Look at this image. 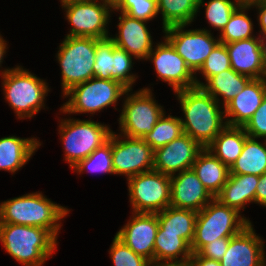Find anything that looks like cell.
<instances>
[{"instance_id":"6da1fadb","label":"cell","mask_w":266,"mask_h":266,"mask_svg":"<svg viewBox=\"0 0 266 266\" xmlns=\"http://www.w3.org/2000/svg\"><path fill=\"white\" fill-rule=\"evenodd\" d=\"M175 94L184 113V119L180 118L184 134L206 148L227 126L221 104L199 86Z\"/></svg>"},{"instance_id":"7a4b0ae2","label":"cell","mask_w":266,"mask_h":266,"mask_svg":"<svg viewBox=\"0 0 266 266\" xmlns=\"http://www.w3.org/2000/svg\"><path fill=\"white\" fill-rule=\"evenodd\" d=\"M70 210L46 198L41 192H32L0 203V223L36 226L49 230L56 238L61 219Z\"/></svg>"},{"instance_id":"3957f363","label":"cell","mask_w":266,"mask_h":266,"mask_svg":"<svg viewBox=\"0 0 266 266\" xmlns=\"http://www.w3.org/2000/svg\"><path fill=\"white\" fill-rule=\"evenodd\" d=\"M57 239L41 227L0 223L3 248L24 266H42L55 252Z\"/></svg>"},{"instance_id":"277c9868","label":"cell","mask_w":266,"mask_h":266,"mask_svg":"<svg viewBox=\"0 0 266 266\" xmlns=\"http://www.w3.org/2000/svg\"><path fill=\"white\" fill-rule=\"evenodd\" d=\"M1 73L6 101L19 119L32 118L45 107L44 100L50 91L46 80L16 66Z\"/></svg>"},{"instance_id":"5b68a950","label":"cell","mask_w":266,"mask_h":266,"mask_svg":"<svg viewBox=\"0 0 266 266\" xmlns=\"http://www.w3.org/2000/svg\"><path fill=\"white\" fill-rule=\"evenodd\" d=\"M250 223L251 221L238 210L213 198L197 213L191 251L198 253L205 245L216 239L235 236Z\"/></svg>"},{"instance_id":"8992f818","label":"cell","mask_w":266,"mask_h":266,"mask_svg":"<svg viewBox=\"0 0 266 266\" xmlns=\"http://www.w3.org/2000/svg\"><path fill=\"white\" fill-rule=\"evenodd\" d=\"M126 88L119 81L109 79H91L71 87L63 94L69 97L68 101L61 106L60 111L64 114L100 112L108 106L116 105L119 98L126 95Z\"/></svg>"},{"instance_id":"52a82bcc","label":"cell","mask_w":266,"mask_h":266,"mask_svg":"<svg viewBox=\"0 0 266 266\" xmlns=\"http://www.w3.org/2000/svg\"><path fill=\"white\" fill-rule=\"evenodd\" d=\"M112 132L110 126L90 119H61L59 134L64 146V160L72 168L106 143Z\"/></svg>"},{"instance_id":"ba28073f","label":"cell","mask_w":266,"mask_h":266,"mask_svg":"<svg viewBox=\"0 0 266 266\" xmlns=\"http://www.w3.org/2000/svg\"><path fill=\"white\" fill-rule=\"evenodd\" d=\"M100 39L65 36L56 59L61 67L62 94L94 77L96 43Z\"/></svg>"},{"instance_id":"9c48e42d","label":"cell","mask_w":266,"mask_h":266,"mask_svg":"<svg viewBox=\"0 0 266 266\" xmlns=\"http://www.w3.org/2000/svg\"><path fill=\"white\" fill-rule=\"evenodd\" d=\"M132 89L126 91L127 97L123 99L120 118V133L129 138H140L150 133L158 119L165 113L163 106L159 105L152 90L142 88L133 94Z\"/></svg>"},{"instance_id":"30bf717a","label":"cell","mask_w":266,"mask_h":266,"mask_svg":"<svg viewBox=\"0 0 266 266\" xmlns=\"http://www.w3.org/2000/svg\"><path fill=\"white\" fill-rule=\"evenodd\" d=\"M134 213H158L170 206V176L151 170L127 179Z\"/></svg>"},{"instance_id":"8fae6325","label":"cell","mask_w":266,"mask_h":266,"mask_svg":"<svg viewBox=\"0 0 266 266\" xmlns=\"http://www.w3.org/2000/svg\"><path fill=\"white\" fill-rule=\"evenodd\" d=\"M86 0L61 5L65 17L72 25L69 37H91L106 39L110 36L106 27L113 9L102 0Z\"/></svg>"},{"instance_id":"7c38bea8","label":"cell","mask_w":266,"mask_h":266,"mask_svg":"<svg viewBox=\"0 0 266 266\" xmlns=\"http://www.w3.org/2000/svg\"><path fill=\"white\" fill-rule=\"evenodd\" d=\"M186 25L171 26L163 30L165 38L185 60L189 69L196 75L206 58L220 42L207 29L185 30Z\"/></svg>"},{"instance_id":"4fadbf2b","label":"cell","mask_w":266,"mask_h":266,"mask_svg":"<svg viewBox=\"0 0 266 266\" xmlns=\"http://www.w3.org/2000/svg\"><path fill=\"white\" fill-rule=\"evenodd\" d=\"M153 156L154 150L142 139L112 132V164L115 175H124L129 179L151 171Z\"/></svg>"},{"instance_id":"5bb4252c","label":"cell","mask_w":266,"mask_h":266,"mask_svg":"<svg viewBox=\"0 0 266 266\" xmlns=\"http://www.w3.org/2000/svg\"><path fill=\"white\" fill-rule=\"evenodd\" d=\"M163 38L164 42L156 43V47L146 59L154 63L158 79L167 82L174 92L195 87L194 73L172 44L165 37Z\"/></svg>"},{"instance_id":"9a60e30c","label":"cell","mask_w":266,"mask_h":266,"mask_svg":"<svg viewBox=\"0 0 266 266\" xmlns=\"http://www.w3.org/2000/svg\"><path fill=\"white\" fill-rule=\"evenodd\" d=\"M204 147L187 134L154 150L153 170L172 176L176 172L192 169Z\"/></svg>"},{"instance_id":"2e32d148","label":"cell","mask_w":266,"mask_h":266,"mask_svg":"<svg viewBox=\"0 0 266 266\" xmlns=\"http://www.w3.org/2000/svg\"><path fill=\"white\" fill-rule=\"evenodd\" d=\"M132 215L116 236L154 266V244L159 227L157 213L132 212Z\"/></svg>"},{"instance_id":"e0dca14e","label":"cell","mask_w":266,"mask_h":266,"mask_svg":"<svg viewBox=\"0 0 266 266\" xmlns=\"http://www.w3.org/2000/svg\"><path fill=\"white\" fill-rule=\"evenodd\" d=\"M264 247L262 237L256 235L250 223L230 238L221 266H266Z\"/></svg>"},{"instance_id":"ac0fdd59","label":"cell","mask_w":266,"mask_h":266,"mask_svg":"<svg viewBox=\"0 0 266 266\" xmlns=\"http://www.w3.org/2000/svg\"><path fill=\"white\" fill-rule=\"evenodd\" d=\"M118 33L109 37L116 47L125 50L134 59L146 60L153 50L152 36L146 26L147 21L133 18L124 12L118 17Z\"/></svg>"},{"instance_id":"d6986e66","label":"cell","mask_w":266,"mask_h":266,"mask_svg":"<svg viewBox=\"0 0 266 266\" xmlns=\"http://www.w3.org/2000/svg\"><path fill=\"white\" fill-rule=\"evenodd\" d=\"M170 206L201 211L214 197L204 187L193 169L170 176Z\"/></svg>"},{"instance_id":"ffe728a7","label":"cell","mask_w":266,"mask_h":266,"mask_svg":"<svg viewBox=\"0 0 266 266\" xmlns=\"http://www.w3.org/2000/svg\"><path fill=\"white\" fill-rule=\"evenodd\" d=\"M265 96L266 77L251 79L224 107L227 125L243 127L261 105Z\"/></svg>"},{"instance_id":"44dd1931","label":"cell","mask_w":266,"mask_h":266,"mask_svg":"<svg viewBox=\"0 0 266 266\" xmlns=\"http://www.w3.org/2000/svg\"><path fill=\"white\" fill-rule=\"evenodd\" d=\"M231 68L251 79L266 77V66L262 59L259 37L243 39L225 44Z\"/></svg>"},{"instance_id":"7402d4cb","label":"cell","mask_w":266,"mask_h":266,"mask_svg":"<svg viewBox=\"0 0 266 266\" xmlns=\"http://www.w3.org/2000/svg\"><path fill=\"white\" fill-rule=\"evenodd\" d=\"M258 182V175L229 174L226 184L215 198L222 204L241 212L249 202L255 203Z\"/></svg>"},{"instance_id":"603a6c76","label":"cell","mask_w":266,"mask_h":266,"mask_svg":"<svg viewBox=\"0 0 266 266\" xmlns=\"http://www.w3.org/2000/svg\"><path fill=\"white\" fill-rule=\"evenodd\" d=\"M41 146L37 138L8 136L0 138V170L15 173L30 160Z\"/></svg>"},{"instance_id":"cb8c5ba5","label":"cell","mask_w":266,"mask_h":266,"mask_svg":"<svg viewBox=\"0 0 266 266\" xmlns=\"http://www.w3.org/2000/svg\"><path fill=\"white\" fill-rule=\"evenodd\" d=\"M192 169L214 198L221 192L230 174V169L206 148L198 154Z\"/></svg>"},{"instance_id":"d4e9b609","label":"cell","mask_w":266,"mask_h":266,"mask_svg":"<svg viewBox=\"0 0 266 266\" xmlns=\"http://www.w3.org/2000/svg\"><path fill=\"white\" fill-rule=\"evenodd\" d=\"M251 80V78L235 72L232 68L211 76L205 84L195 76L196 86L202 87L224 108ZM222 97L223 101L221 98Z\"/></svg>"},{"instance_id":"484cf974","label":"cell","mask_w":266,"mask_h":266,"mask_svg":"<svg viewBox=\"0 0 266 266\" xmlns=\"http://www.w3.org/2000/svg\"><path fill=\"white\" fill-rule=\"evenodd\" d=\"M247 137L243 127L227 125L206 149L230 169L241 154Z\"/></svg>"},{"instance_id":"4316f807","label":"cell","mask_w":266,"mask_h":266,"mask_svg":"<svg viewBox=\"0 0 266 266\" xmlns=\"http://www.w3.org/2000/svg\"><path fill=\"white\" fill-rule=\"evenodd\" d=\"M191 256L190 245L179 234L166 232L158 227L154 244V266L187 261Z\"/></svg>"},{"instance_id":"83f0119b","label":"cell","mask_w":266,"mask_h":266,"mask_svg":"<svg viewBox=\"0 0 266 266\" xmlns=\"http://www.w3.org/2000/svg\"><path fill=\"white\" fill-rule=\"evenodd\" d=\"M197 211L169 206L157 213L159 226L166 232L177 233L191 245L197 220Z\"/></svg>"},{"instance_id":"f1b7e54d","label":"cell","mask_w":266,"mask_h":266,"mask_svg":"<svg viewBox=\"0 0 266 266\" xmlns=\"http://www.w3.org/2000/svg\"><path fill=\"white\" fill-rule=\"evenodd\" d=\"M258 142L257 138L248 136L244 147L230 168V174H254L261 176L266 172V140Z\"/></svg>"},{"instance_id":"f546056e","label":"cell","mask_w":266,"mask_h":266,"mask_svg":"<svg viewBox=\"0 0 266 266\" xmlns=\"http://www.w3.org/2000/svg\"><path fill=\"white\" fill-rule=\"evenodd\" d=\"M199 0H157L163 30L178 25H190L198 13Z\"/></svg>"},{"instance_id":"4dcf8cb0","label":"cell","mask_w":266,"mask_h":266,"mask_svg":"<svg viewBox=\"0 0 266 266\" xmlns=\"http://www.w3.org/2000/svg\"><path fill=\"white\" fill-rule=\"evenodd\" d=\"M182 134L184 132L181 119L172 115L165 116L163 113L151 132L144 135L142 140L155 150L179 138Z\"/></svg>"},{"instance_id":"1f68e13d","label":"cell","mask_w":266,"mask_h":266,"mask_svg":"<svg viewBox=\"0 0 266 266\" xmlns=\"http://www.w3.org/2000/svg\"><path fill=\"white\" fill-rule=\"evenodd\" d=\"M251 7L239 6L231 15L229 22L219 35V41L228 44L234 41L256 37L253 34V22L245 13Z\"/></svg>"},{"instance_id":"d6a6232c","label":"cell","mask_w":266,"mask_h":266,"mask_svg":"<svg viewBox=\"0 0 266 266\" xmlns=\"http://www.w3.org/2000/svg\"><path fill=\"white\" fill-rule=\"evenodd\" d=\"M72 169L79 174L87 171L115 175L112 164V134L106 143L96 148L87 158L80 160Z\"/></svg>"},{"instance_id":"836d02e7","label":"cell","mask_w":266,"mask_h":266,"mask_svg":"<svg viewBox=\"0 0 266 266\" xmlns=\"http://www.w3.org/2000/svg\"><path fill=\"white\" fill-rule=\"evenodd\" d=\"M201 6H205V17L209 25L221 33L240 5L236 0H209L206 4L204 0H199L198 12Z\"/></svg>"},{"instance_id":"e575fe53","label":"cell","mask_w":266,"mask_h":266,"mask_svg":"<svg viewBox=\"0 0 266 266\" xmlns=\"http://www.w3.org/2000/svg\"><path fill=\"white\" fill-rule=\"evenodd\" d=\"M116 45L110 38L100 39L96 43L94 77L114 80V48Z\"/></svg>"},{"instance_id":"d590c367","label":"cell","mask_w":266,"mask_h":266,"mask_svg":"<svg viewBox=\"0 0 266 266\" xmlns=\"http://www.w3.org/2000/svg\"><path fill=\"white\" fill-rule=\"evenodd\" d=\"M114 266H153L145 257L136 254L116 235L109 249Z\"/></svg>"},{"instance_id":"8d00e7d4","label":"cell","mask_w":266,"mask_h":266,"mask_svg":"<svg viewBox=\"0 0 266 266\" xmlns=\"http://www.w3.org/2000/svg\"><path fill=\"white\" fill-rule=\"evenodd\" d=\"M124 12L127 15L144 20L151 21L157 17V0H123L113 11Z\"/></svg>"},{"instance_id":"74e56055","label":"cell","mask_w":266,"mask_h":266,"mask_svg":"<svg viewBox=\"0 0 266 266\" xmlns=\"http://www.w3.org/2000/svg\"><path fill=\"white\" fill-rule=\"evenodd\" d=\"M231 69V63L225 44L218 43L198 72H200L205 81L222 71Z\"/></svg>"},{"instance_id":"f35d334b","label":"cell","mask_w":266,"mask_h":266,"mask_svg":"<svg viewBox=\"0 0 266 266\" xmlns=\"http://www.w3.org/2000/svg\"><path fill=\"white\" fill-rule=\"evenodd\" d=\"M133 56L118 47L114 48V80L122 83L126 88L132 89L137 75L131 74L133 68Z\"/></svg>"},{"instance_id":"ab89813d","label":"cell","mask_w":266,"mask_h":266,"mask_svg":"<svg viewBox=\"0 0 266 266\" xmlns=\"http://www.w3.org/2000/svg\"><path fill=\"white\" fill-rule=\"evenodd\" d=\"M243 128L248 136L257 139L261 137L266 140V96Z\"/></svg>"},{"instance_id":"60d3db41","label":"cell","mask_w":266,"mask_h":266,"mask_svg":"<svg viewBox=\"0 0 266 266\" xmlns=\"http://www.w3.org/2000/svg\"><path fill=\"white\" fill-rule=\"evenodd\" d=\"M231 237H224L214 240V242H210L205 245L198 254L203 258L213 259L216 261H220L225 252L228 249V244Z\"/></svg>"},{"instance_id":"b9f144b4","label":"cell","mask_w":266,"mask_h":266,"mask_svg":"<svg viewBox=\"0 0 266 266\" xmlns=\"http://www.w3.org/2000/svg\"><path fill=\"white\" fill-rule=\"evenodd\" d=\"M255 204L266 207V172L259 176V182L255 192Z\"/></svg>"},{"instance_id":"7bdbcfd3","label":"cell","mask_w":266,"mask_h":266,"mask_svg":"<svg viewBox=\"0 0 266 266\" xmlns=\"http://www.w3.org/2000/svg\"><path fill=\"white\" fill-rule=\"evenodd\" d=\"M255 7L256 9H258V17L257 20L259 22V26H260V31L259 32V36L266 34V1L262 2V3H258L254 6H252V8Z\"/></svg>"},{"instance_id":"ee69618b","label":"cell","mask_w":266,"mask_h":266,"mask_svg":"<svg viewBox=\"0 0 266 266\" xmlns=\"http://www.w3.org/2000/svg\"><path fill=\"white\" fill-rule=\"evenodd\" d=\"M190 260L196 266H221L220 261H216L213 259L203 258L198 253H192Z\"/></svg>"},{"instance_id":"f6af8a7d","label":"cell","mask_w":266,"mask_h":266,"mask_svg":"<svg viewBox=\"0 0 266 266\" xmlns=\"http://www.w3.org/2000/svg\"><path fill=\"white\" fill-rule=\"evenodd\" d=\"M259 40H260L262 59L266 66V34H263L262 37L259 36Z\"/></svg>"},{"instance_id":"bcb514c9","label":"cell","mask_w":266,"mask_h":266,"mask_svg":"<svg viewBox=\"0 0 266 266\" xmlns=\"http://www.w3.org/2000/svg\"><path fill=\"white\" fill-rule=\"evenodd\" d=\"M6 49H7V43L0 34V67L2 65L1 63L4 60L3 58H4V55L6 54V51H7Z\"/></svg>"},{"instance_id":"7dc6e473","label":"cell","mask_w":266,"mask_h":266,"mask_svg":"<svg viewBox=\"0 0 266 266\" xmlns=\"http://www.w3.org/2000/svg\"><path fill=\"white\" fill-rule=\"evenodd\" d=\"M240 6L252 7L258 3L265 2L266 0H236Z\"/></svg>"},{"instance_id":"c3c4849f","label":"cell","mask_w":266,"mask_h":266,"mask_svg":"<svg viewBox=\"0 0 266 266\" xmlns=\"http://www.w3.org/2000/svg\"><path fill=\"white\" fill-rule=\"evenodd\" d=\"M161 266H196V265L189 259L187 261L172 262V263L163 264Z\"/></svg>"},{"instance_id":"681fc988","label":"cell","mask_w":266,"mask_h":266,"mask_svg":"<svg viewBox=\"0 0 266 266\" xmlns=\"http://www.w3.org/2000/svg\"><path fill=\"white\" fill-rule=\"evenodd\" d=\"M109 5L112 9H115L123 0H102Z\"/></svg>"},{"instance_id":"f907efd6","label":"cell","mask_w":266,"mask_h":266,"mask_svg":"<svg viewBox=\"0 0 266 266\" xmlns=\"http://www.w3.org/2000/svg\"><path fill=\"white\" fill-rule=\"evenodd\" d=\"M78 1H86V0H60L62 5H65L70 2H78Z\"/></svg>"}]
</instances>
